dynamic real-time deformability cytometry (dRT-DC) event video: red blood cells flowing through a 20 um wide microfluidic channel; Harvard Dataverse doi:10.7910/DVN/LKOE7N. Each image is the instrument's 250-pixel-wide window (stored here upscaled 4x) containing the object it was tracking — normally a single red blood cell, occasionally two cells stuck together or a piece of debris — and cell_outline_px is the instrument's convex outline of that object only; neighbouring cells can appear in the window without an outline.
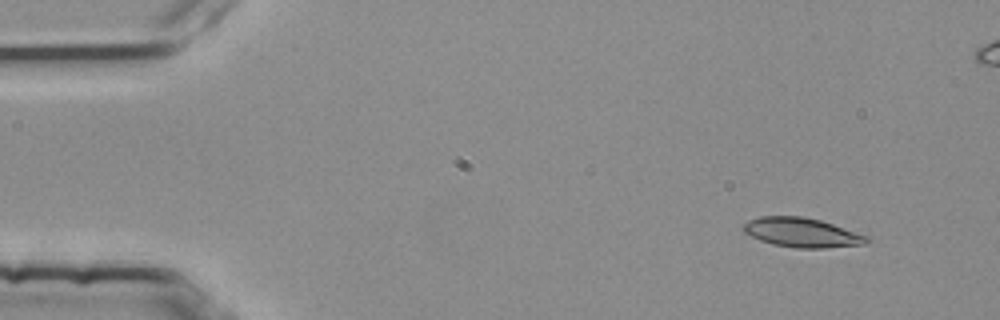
{"species": "common noctule bat (a hibernating species)", "species_latin": "Nyctalus noctula", "temperature_condition": "room temperature", "stored_images_in_passage": 5, "camera_frame_rate_fps": 3000, "um_per_image_px": 0.085, "animal": {"sex": "female", "body_mass_g": 25.1}, "frame": {"image": 1, "passage_image": 2, "time_ms": 0.333, "image_size_px": [1000, 320], "cell_outline_px": [[872, 240], [864, 244], [824, 248], [796, 248], [772, 244], [760, 240], [744, 232], [740, 228], [748, 220], [760, 216], [804, 216], [820, 220], [868, 236]], "centroid_in_image_um": [68.14, 19.76], "position_along_channel_um": 16.9, "area_um2": 21.15}}